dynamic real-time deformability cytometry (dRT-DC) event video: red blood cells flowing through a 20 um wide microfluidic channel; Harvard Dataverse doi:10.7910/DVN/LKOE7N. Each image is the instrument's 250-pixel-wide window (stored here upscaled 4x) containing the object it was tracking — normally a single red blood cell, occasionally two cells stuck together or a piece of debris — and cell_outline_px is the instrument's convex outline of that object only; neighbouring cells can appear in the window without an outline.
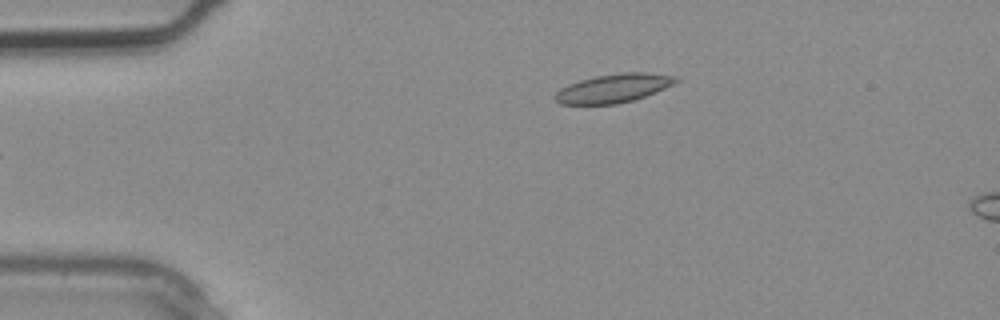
{"species": "common noctule bat (a hibernating species)", "species_latin": "Nyctalus noctula", "temperature_condition": "warm", "stored_images_in_passage": 3, "camera_frame_rate_fps": 3000, "um_per_image_px": 0.085, "animal": {"sex": "male", "body_mass_g": 20.4}, "frame": {"image": 1, "passage_image": 1, "time_ms": 0.0, "image_size_px": [1000, 320], "cell_outline_px": [[680, 80], [664, 88], [644, 96], [632, 100], [616, 104], [560, 104], [552, 96], [560, 88], [568, 84], [580, 80], [596, 76], [620, 72], [648, 72], [676, 76]], "centroid_in_image_um": [52.12, 7.49], "position_along_channel_um": 32.9, "area_um2": 20.11}}